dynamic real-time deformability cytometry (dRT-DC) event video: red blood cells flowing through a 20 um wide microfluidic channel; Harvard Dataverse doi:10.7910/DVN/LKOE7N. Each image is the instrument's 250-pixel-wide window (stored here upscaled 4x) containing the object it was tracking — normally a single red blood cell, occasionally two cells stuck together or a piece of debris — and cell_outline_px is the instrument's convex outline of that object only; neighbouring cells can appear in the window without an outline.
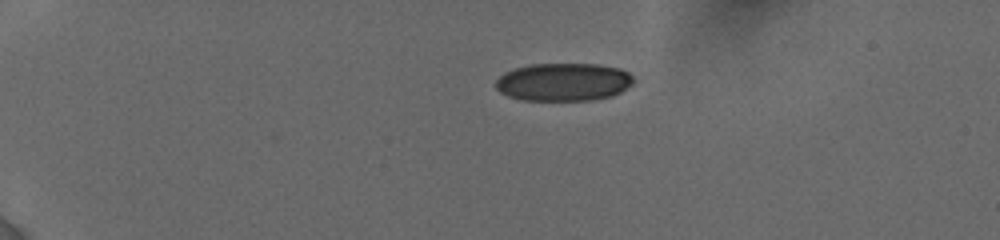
{"species": "human", "species_latin": "Homo sapiens", "temperature_condition": "cold", "stored_images_in_passage": 37, "camera_frame_rate_fps": 3000, "um_per_image_px": 0.085, "donor": {"sex": "female"}, "frame": {"image": 1, "passage_image": 1, "time_ms": 0.0, "image_size_px": [1000, 240], "cell_outline_px": [[632, 84], [620, 92], [612, 96], [592, 100], [520, 100], [508, 96], [500, 92], [496, 88], [496, 80], [504, 72], [516, 68], [532, 64], [596, 64], [620, 68], [628, 72], [632, 76]], "centroid_in_image_um": [47.88, 6.97], "position_along_channel_um": 37.1, "area_um2": 30.46}}
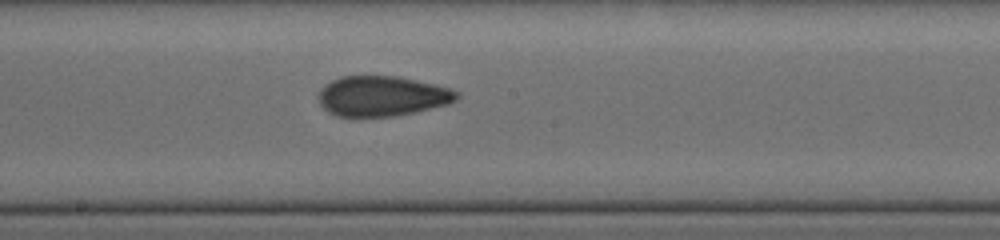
{"frame": {"image": 2, "passage_image": 22, "time_ms": 6.667, "image_size_px": [1000, 240], "cell_outline_px": [[460, 96], [456, 100], [448, 104], [412, 112], [392, 116], [336, 116], [328, 112], [320, 104], [320, 92], [332, 80], [340, 76], [396, 76], [432, 84], [448, 88], [456, 92]], "centroid_in_image_um": [32.47, 8.17], "position_along_channel_um": 215.7, "area_um2": 31.67}}
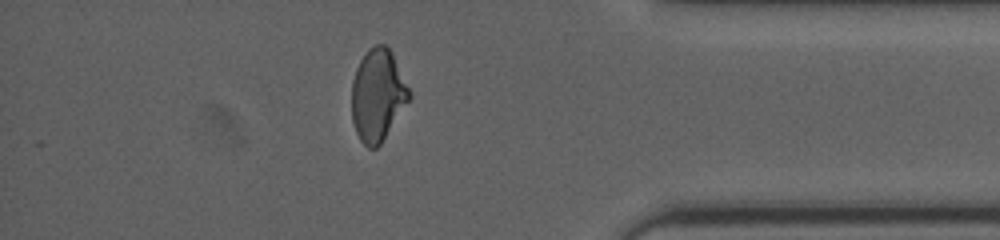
{"frame": {"image": 3, "passage_image": 34, "time_ms": 12.0, "image_size_px": [1000, 240], "cell_outline_px": [[412, 96], [380, 144], [376, 148], [368, 148], [360, 140], [356, 132], [352, 120], [352, 80], [356, 68], [360, 60], [368, 48], [376, 44], [384, 44], [392, 52], [412, 92]], "centroid_in_image_um": [32.11, 8.06], "position_along_channel_um": 403.1, "area_um2": 30.92}, "authors_computed_cell_mechanics": {"area_um2": 31.8478, "velocity_mm_per_s": 3.8672, "shape_relaxation_time_tau1_ms": null, "shape_relaxation_time_tau2_ms": 1.6111, "deformation_change_tau1": null, "deformation_change_tau2": 0.0855}}